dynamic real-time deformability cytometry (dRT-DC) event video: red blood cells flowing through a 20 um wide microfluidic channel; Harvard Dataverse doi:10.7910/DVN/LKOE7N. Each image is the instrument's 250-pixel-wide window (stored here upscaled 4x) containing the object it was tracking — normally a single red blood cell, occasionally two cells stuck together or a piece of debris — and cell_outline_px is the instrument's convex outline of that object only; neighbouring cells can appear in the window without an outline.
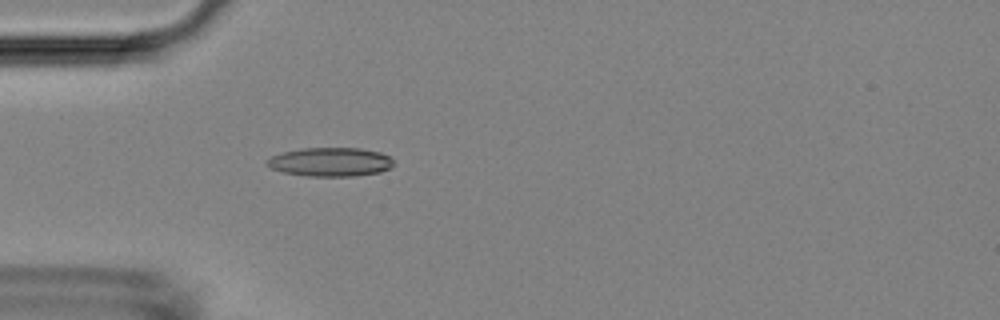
{"species": "Egyptian fruit bat (a non-hibernating species)", "species_latin": "Rousettus aegyptiacus", "temperature_condition": "room temperature", "stored_images_in_passage": 52, "camera_frame_rate_fps": 3000, "um_per_image_px": 0.085, "animal": {"sex": "female"}, "frame": {"image": 1, "passage_image": 15, "time_ms": 4.667, "image_size_px": [1000, 320], "cell_outline_px": [[392, 168], [380, 172], [356, 176], [308, 176], [284, 172], [272, 168], [264, 164], [264, 160], [272, 156], [284, 152], [304, 148], [360, 148], [380, 152], [388, 156], [392, 160]], "centroid_in_image_um": [28.08, 13.77], "position_along_channel_um": 56.9, "area_um2": 21.27}}
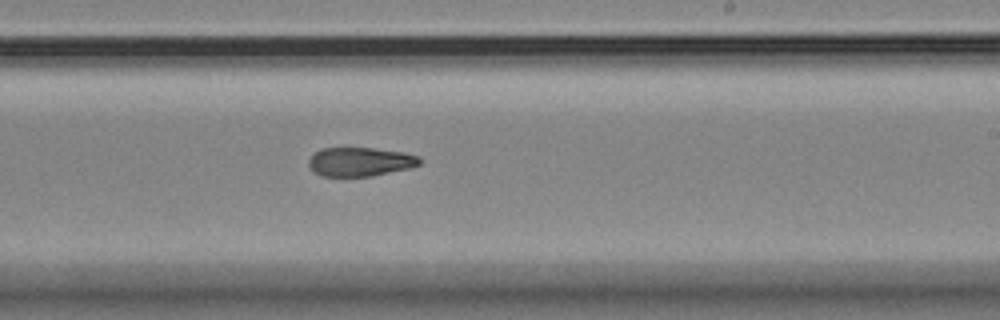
{"frame": {"image": 2, "passage_image": 31, "time_ms": 10.0, "image_size_px": [1000, 320], "cell_outline_px": [[420, 164], [408, 168], [372, 176], [320, 176], [312, 172], [308, 164], [308, 160], [320, 148], [372, 148], [404, 152], [420, 156]], "centroid_in_image_um": [30.58, 13.75], "position_along_channel_um": 258.4, "area_um2": 18.73}}
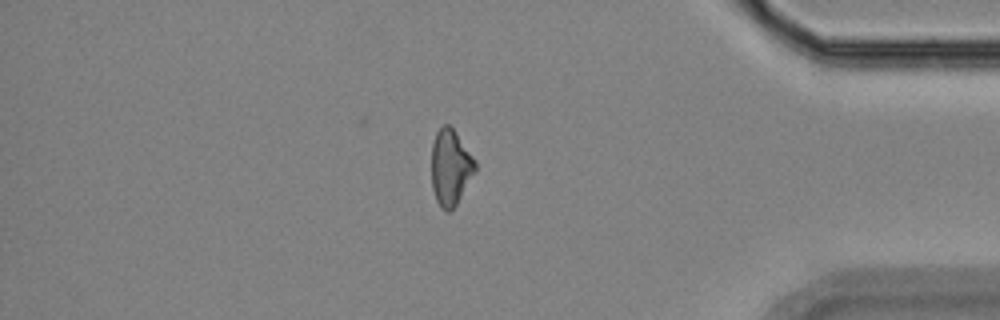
{"frame": {"image": 3, "passage_image": 44, "time_ms": 14.333, "image_size_px": [1000, 320], "cell_outline_px": [[476, 172], [456, 204], [448, 212], [444, 212], [440, 208], [436, 200], [432, 188], [432, 144], [436, 132], [444, 124], [448, 124], [456, 132], [476, 160]], "centroid_in_image_um": [38.3, 14.24], "position_along_channel_um": 396.9, "area_um2": 19.42}, "authors_computed_cell_mechanics": {"area_um2": 19.7098, "velocity_mm_per_s": 3.858, "shape_relaxation_time_tau1_ms": null, "shape_relaxation_time_tau2_ms": 3.6261, "deformation_change_tau1": null, "deformation_change_tau2": 0.1256}}